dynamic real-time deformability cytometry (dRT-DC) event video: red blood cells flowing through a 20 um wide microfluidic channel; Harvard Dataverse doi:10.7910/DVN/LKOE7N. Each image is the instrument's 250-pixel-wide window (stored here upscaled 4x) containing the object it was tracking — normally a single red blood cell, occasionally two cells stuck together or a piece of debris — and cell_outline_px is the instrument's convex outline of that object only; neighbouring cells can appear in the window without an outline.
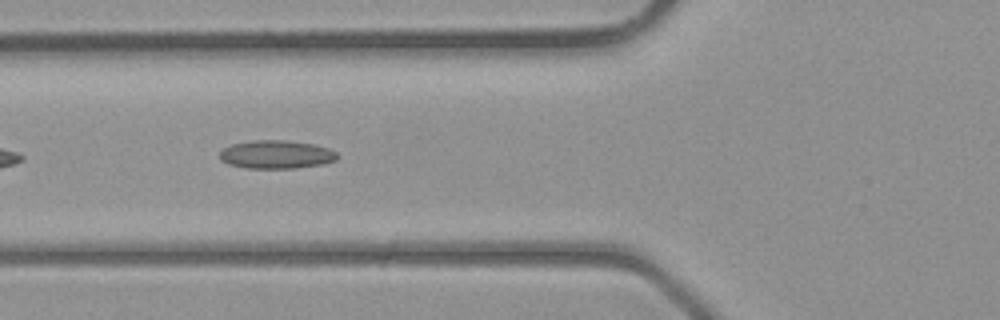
{"species": "common noctule bat (a hibernating species)", "species_latin": "Nyctalus noctula", "temperature_condition": "room temperature", "stored_images_in_passage": 5, "camera_frame_rate_fps": 3000, "um_per_image_px": 0.085, "animal": {"sex": "male", "body_mass_g": 23.1, "forearm_length_mm": 52.7}, "frame": {"image": 1, "passage_image": 4, "time_ms": 3.333, "image_size_px": [1000, 320], "cell_outline_px": [[336, 160], [324, 164], [296, 168], [244, 168], [228, 164], [220, 160], [220, 152], [224, 148], [232, 144], [252, 140], [284, 140], [316, 144], [328, 148], [336, 152]], "centroid_in_image_um": [23.48, 13.13], "position_along_channel_um": 102.3, "area_um2": 19.48}}
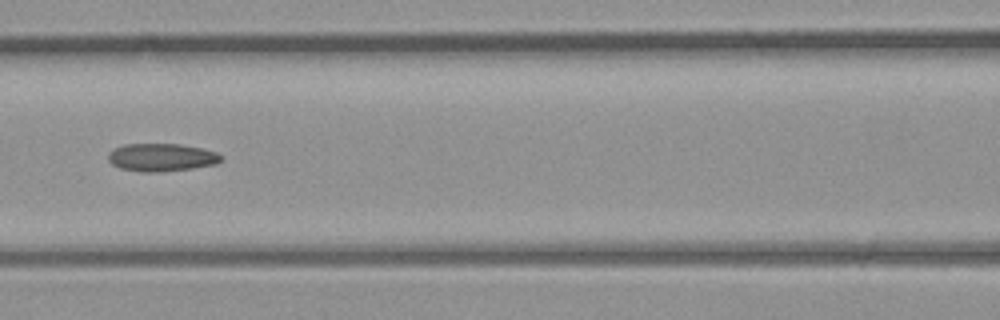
{"frame": {"image": 2, "passage_image": 5, "time_ms": 4.333, "image_size_px": [1000, 320], "cell_outline_px": [[224, 156], [216, 164], [192, 168], [156, 172], [140, 172], [120, 168], [112, 164], [108, 160], [108, 152], [112, 148], [124, 144], [180, 144], [204, 148], [216, 152]], "centroid_in_image_um": [13.71, 13.37], "position_along_channel_um": 152.9, "area_um2": 18.5}}